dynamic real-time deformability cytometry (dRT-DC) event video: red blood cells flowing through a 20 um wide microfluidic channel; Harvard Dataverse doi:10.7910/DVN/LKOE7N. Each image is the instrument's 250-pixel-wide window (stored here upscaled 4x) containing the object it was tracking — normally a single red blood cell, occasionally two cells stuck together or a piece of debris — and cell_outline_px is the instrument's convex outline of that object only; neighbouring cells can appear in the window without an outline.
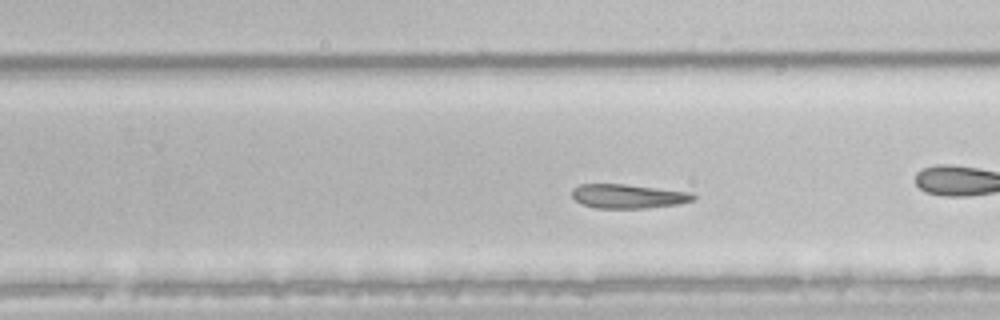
{"species": "common noctule bat (a hibernating species)", "species_latin": "Nyctalus noctula", "temperature_condition": "room temperature", "stored_images_in_passage": 50, "camera_frame_rate_fps": 3000, "um_per_image_px": 0.085, "animal": {"sex": "male", "body_mass_g": 21.5, "forearm_length_mm": 52.0}, "frame": {"image": 1, "passage_image": 29, "time_ms": 9.333, "image_size_px": [1000, 320], "cell_outline_px": [[696, 196], [692, 200], [680, 204], [644, 208], [596, 208], [584, 204], [576, 200], [572, 196], [572, 188], [580, 184], [624, 184], [692, 192]], "centroid_in_image_um": [53.4, 16.67], "position_along_channel_um": 276.4, "area_um2": 16.99}}